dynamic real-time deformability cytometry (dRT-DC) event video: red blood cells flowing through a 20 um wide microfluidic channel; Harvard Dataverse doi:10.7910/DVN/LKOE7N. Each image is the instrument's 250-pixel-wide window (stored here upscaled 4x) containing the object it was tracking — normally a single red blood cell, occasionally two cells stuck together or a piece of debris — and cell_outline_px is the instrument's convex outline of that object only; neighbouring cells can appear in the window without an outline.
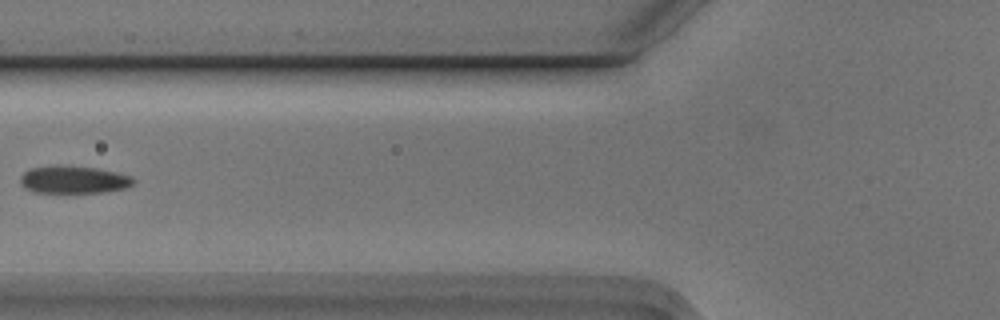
{"species": "Egyptian fruit bat (a non-hibernating species)", "species_latin": "Rousettus aegyptiacus", "temperature_condition": "cold", "stored_images_in_passage": 5, "camera_frame_rate_fps": 3000, "um_per_image_px": 0.085, "animal": {"sex": "male"}, "frame": {"image": 1, "passage_image": 4, "time_ms": 1.0, "image_size_px": [1000, 320], "cell_outline_px": [[136, 180], [128, 188], [104, 192], [36, 192], [24, 188], [20, 184], [20, 176], [24, 172], [32, 168], [56, 164], [96, 168], [116, 172], [132, 176]], "centroid_in_image_um": [6.26, 15.26], "position_along_channel_um": 119.5, "area_um2": 18.32}}
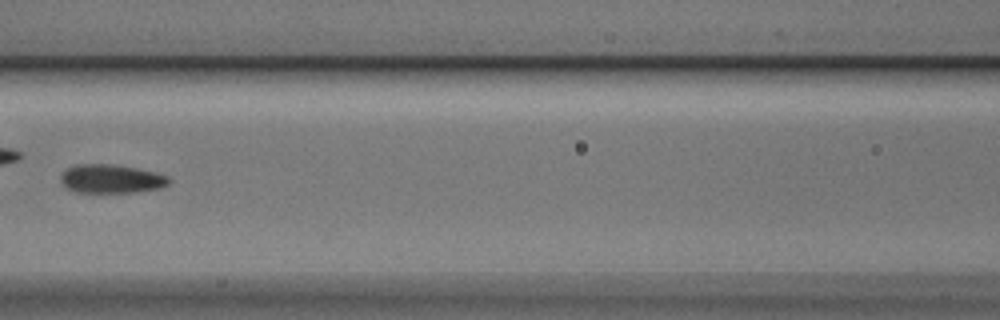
{"frame": {"image": 2, "passage_image": 5, "time_ms": 1.333, "image_size_px": [1000, 320], "cell_outline_px": [[172, 180], [168, 184], [160, 188], [136, 192], [76, 192], [64, 188], [60, 180], [60, 176], [68, 168], [76, 164], [112, 164], [136, 168], [156, 172], [168, 176]], "centroid_in_image_um": [9.45, 15.2], "position_along_channel_um": 157.1, "area_um2": 18.21}}